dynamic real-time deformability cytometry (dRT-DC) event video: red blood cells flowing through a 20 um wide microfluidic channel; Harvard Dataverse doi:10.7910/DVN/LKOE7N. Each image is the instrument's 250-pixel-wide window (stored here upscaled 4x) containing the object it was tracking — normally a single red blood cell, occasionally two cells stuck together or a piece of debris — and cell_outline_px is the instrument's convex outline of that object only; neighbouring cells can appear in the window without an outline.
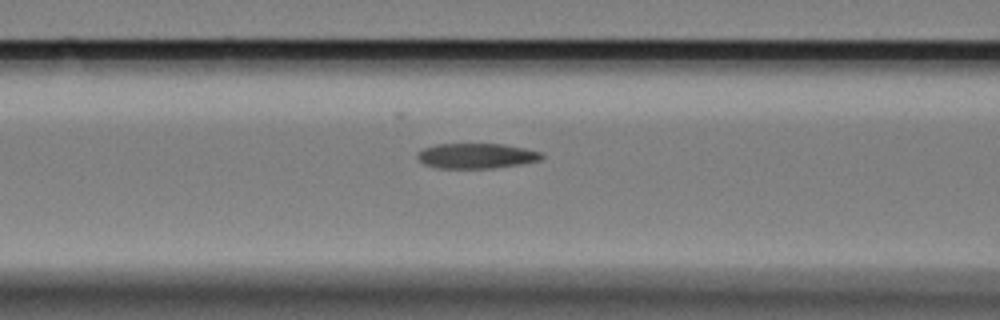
{"species": "Egyptian fruit bat (a non-hibernating species)", "species_latin": "Rousettus aegyptiacus", "temperature_condition": "cold", "stored_images_in_passage": 7, "camera_frame_rate_fps": 3000, "um_per_image_px": 0.085, "animal": {"sex": "female"}, "frame": {"image": 1, "passage_image": 7, "time_ms": 8.0, "image_size_px": [1000, 320], "cell_outline_px": [[544, 156], [540, 160], [520, 164], [492, 168], [440, 168], [424, 164], [416, 156], [416, 152], [424, 148], [436, 144], [504, 144], [544, 152]], "centroid_in_image_um": [40.5, 13.24], "position_along_channel_um": 126.1, "area_um2": 18.26}}